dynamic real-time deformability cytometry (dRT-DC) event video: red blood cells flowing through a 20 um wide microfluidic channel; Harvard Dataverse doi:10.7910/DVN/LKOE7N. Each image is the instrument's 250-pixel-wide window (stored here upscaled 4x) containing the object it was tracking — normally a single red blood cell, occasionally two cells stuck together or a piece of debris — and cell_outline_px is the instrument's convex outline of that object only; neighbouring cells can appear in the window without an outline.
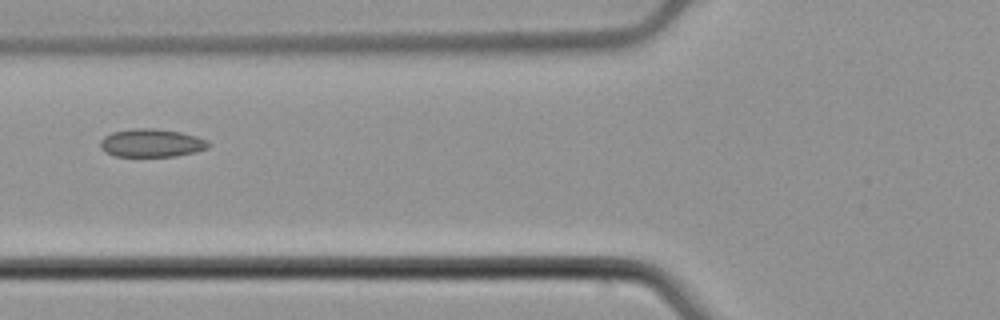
{"species": "common noctule bat (a hibernating species)", "species_latin": "Nyctalus noctula", "temperature_condition": "cold", "stored_images_in_passage": 3, "camera_frame_rate_fps": 3000, "um_per_image_px": 0.085, "animal": {"sex": "male", "body_mass_g": 21.5, "forearm_length_mm": 52.0}, "frame": {"image": 1, "passage_image": 3, "time_ms": 0.667, "image_size_px": [1000, 320], "cell_outline_px": [[212, 144], [208, 148], [196, 152], [176, 156], [116, 156], [104, 152], [100, 148], [100, 140], [104, 136], [112, 132], [132, 128], [156, 128], [180, 132], [196, 136], [208, 140]], "centroid_in_image_um": [12.89, 12.15], "position_along_channel_um": 112.9, "area_um2": 17.98}}